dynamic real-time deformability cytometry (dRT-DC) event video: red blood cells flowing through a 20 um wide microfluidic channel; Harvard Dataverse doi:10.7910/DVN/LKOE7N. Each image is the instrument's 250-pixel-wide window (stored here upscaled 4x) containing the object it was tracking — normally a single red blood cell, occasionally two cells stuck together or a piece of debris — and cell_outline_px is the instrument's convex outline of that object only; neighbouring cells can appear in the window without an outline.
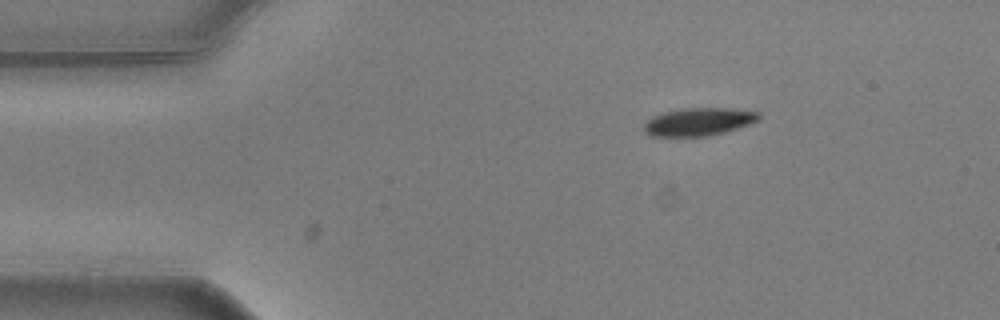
{"species": "common noctule bat (a hibernating species)", "species_latin": "Nyctalus noctula", "temperature_condition": "warm", "stored_images_in_passage": 48, "camera_frame_rate_fps": 3000, "um_per_image_px": 0.085, "animal": {"sex": "male", "body_mass_g": 20.5, "forearm_length_mm": 52.5}, "frame": {"image": 1, "passage_image": 1, "time_ms": 0.0, "image_size_px": [1000, 320], "cell_outline_px": [[760, 116], [756, 120], [748, 124], [724, 132], [708, 136], [648, 136], [644, 132], [644, 124], [652, 116], [664, 112], [684, 108], [732, 108], [756, 112]], "centroid_in_image_um": [59.32, 10.35], "position_along_channel_um": 25.7, "area_um2": 18.44}}
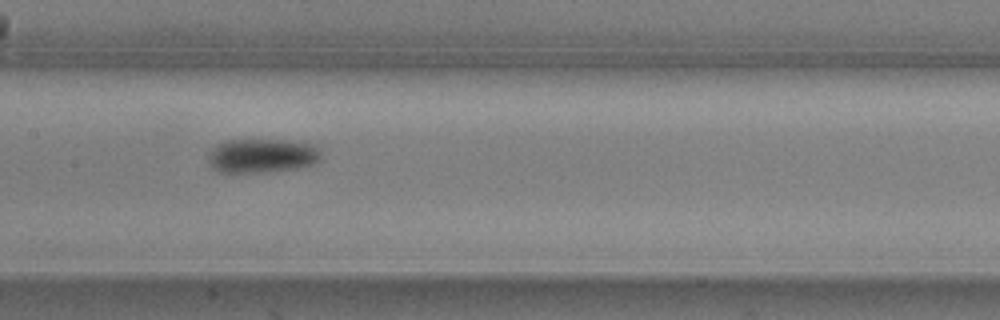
{"frame": {"image": 2, "passage_image": 19, "time_ms": 6.0, "image_size_px": [1000, 320], "cell_outline_px": [[320, 160], [316, 164], [300, 168], [268, 172], [216, 172], [208, 164], [208, 156], [212, 148], [216, 144], [228, 140], [280, 140], [316, 144], [320, 148]], "centroid_in_image_um": [22.29, 13.25], "position_along_channel_um": 185.1, "area_um2": 22.83}}
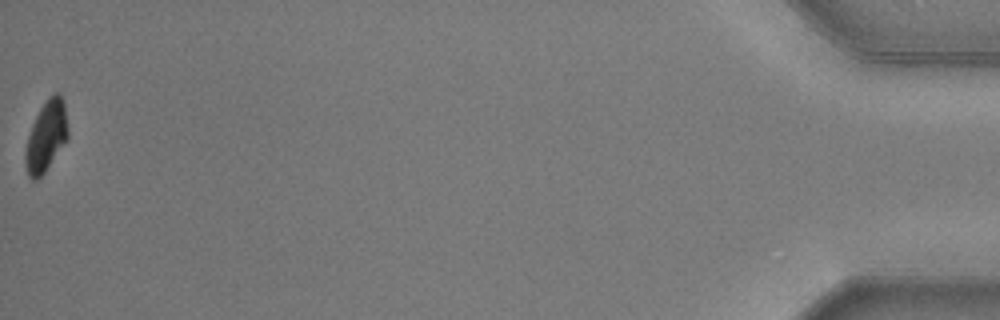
{"frame": {"image": 3, "passage_image": 48, "time_ms": 15.667, "image_size_px": [1000, 320], "cell_outline_px": [[68, 136], [44, 172], [36, 180], [32, 180], [28, 176], [24, 160], [24, 156], [28, 136], [32, 124], [40, 108], [48, 96], [56, 92], [60, 92], [64, 104], [68, 128]], "centroid_in_image_um": [3.91, 11.55], "position_along_channel_um": 431.3, "area_um2": 17.22}, "authors_computed_cell_mechanics": {"area_um2": 20.9236, "velocity_mm_per_s": 3.6218, "shape_relaxation_time_tau1_ms": 2.7228, "shape_relaxation_time_tau2_ms": null, "deformation_change_tau1": 0.117, "deformation_change_tau2": null}}